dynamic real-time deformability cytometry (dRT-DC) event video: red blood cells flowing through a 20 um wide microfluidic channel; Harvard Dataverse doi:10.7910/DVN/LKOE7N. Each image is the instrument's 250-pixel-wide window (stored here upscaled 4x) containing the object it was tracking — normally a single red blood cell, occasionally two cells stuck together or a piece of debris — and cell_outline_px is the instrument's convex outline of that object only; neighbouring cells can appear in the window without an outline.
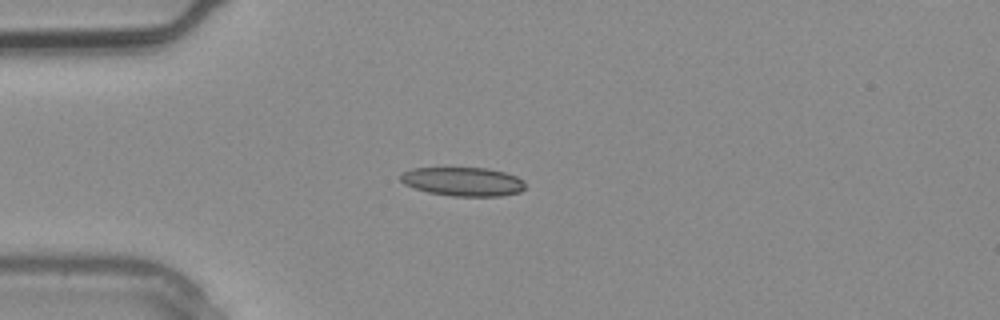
{"species": "common noctule bat (a hibernating species)", "species_latin": "Nyctalus noctula", "temperature_condition": "warm", "stored_images_in_passage": 2, "camera_frame_rate_fps": 3000, "um_per_image_px": 0.085, "animal": {"sex": "male", "body_mass_g": 20.4}, "frame": {"image": 1, "passage_image": 2, "time_ms": 0.333, "image_size_px": [1000, 320], "cell_outline_px": [[524, 188], [520, 192], [500, 196], [452, 196], [428, 192], [404, 184], [400, 180], [400, 172], [412, 168], [444, 164], [488, 168], [504, 172], [516, 176], [524, 180]], "centroid_in_image_um": [39.28, 15.37], "position_along_channel_um": 45.7, "area_um2": 22.08}}